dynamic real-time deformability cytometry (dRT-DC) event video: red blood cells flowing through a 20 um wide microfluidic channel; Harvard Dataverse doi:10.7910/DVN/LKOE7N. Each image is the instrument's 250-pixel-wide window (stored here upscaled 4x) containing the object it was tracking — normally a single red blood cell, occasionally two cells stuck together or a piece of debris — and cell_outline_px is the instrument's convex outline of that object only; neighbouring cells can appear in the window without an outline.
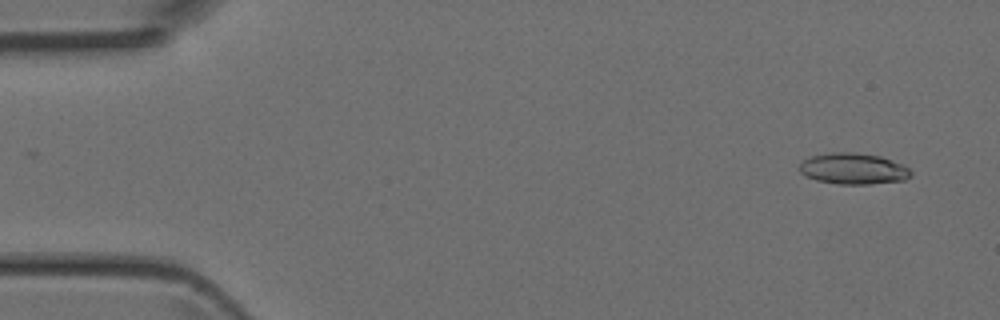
{"species": "Egyptian fruit bat (a non-hibernating species)", "species_latin": "Rousettus aegyptiacus", "temperature_condition": "room temperature", "stored_images_in_passage": 5, "camera_frame_rate_fps": 3000, "um_per_image_px": 0.085, "animal": {"sex": "female"}, "frame": {"image": 1, "passage_image": 1, "time_ms": 0.0, "image_size_px": [1000, 320], "cell_outline_px": [[912, 172], [904, 180], [872, 184], [836, 184], [816, 180], [804, 176], [800, 172], [800, 164], [804, 160], [812, 156], [828, 152], [852, 152], [880, 156], [904, 164]], "centroid_in_image_um": [72.52, 14.34], "position_along_channel_um": 12.5, "area_um2": 20.29}}
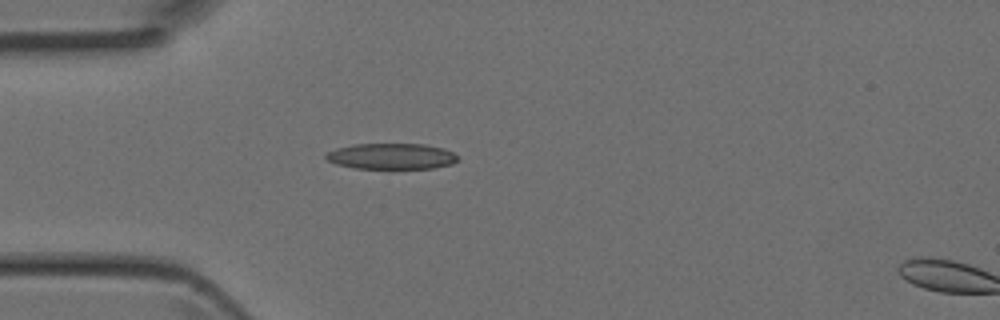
{"frame": {"image": 2, "passage_image": 4, "time_ms": 1.0, "image_size_px": [1000, 320], "cell_outline_px": [[460, 160], [452, 164], [432, 168], [356, 168], [336, 164], [328, 160], [324, 156], [328, 152], [336, 148], [352, 144], [424, 144], [444, 148], [452, 152]], "centroid_in_image_um": [33.28, 13.27], "position_along_channel_um": 51.7, "area_um2": 19.83}}